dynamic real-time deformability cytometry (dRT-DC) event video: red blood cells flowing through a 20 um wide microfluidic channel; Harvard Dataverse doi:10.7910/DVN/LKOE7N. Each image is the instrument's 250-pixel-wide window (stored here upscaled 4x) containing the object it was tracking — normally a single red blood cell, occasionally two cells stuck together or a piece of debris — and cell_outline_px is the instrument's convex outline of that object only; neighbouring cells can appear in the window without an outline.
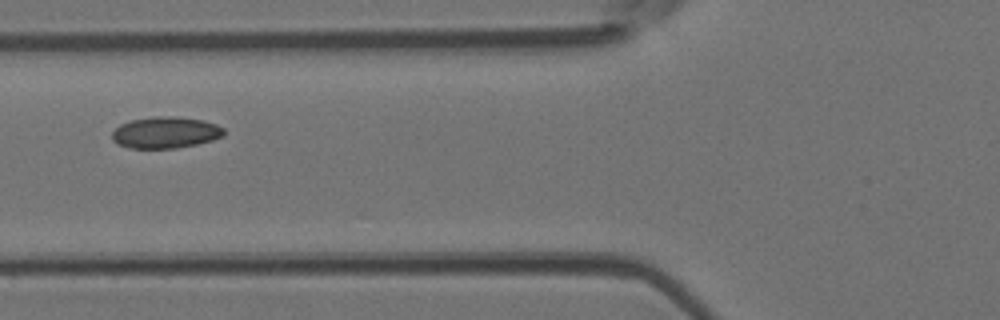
{"species": "Egyptian fruit bat (a non-hibernating species)", "species_latin": "Rousettus aegyptiacus", "temperature_condition": "room temperature", "stored_images_in_passage": 4, "camera_frame_rate_fps": 3000, "um_per_image_px": 0.085, "animal": {"sex": "female"}, "frame": {"image": 1, "passage_image": 4, "time_ms": 1.0, "image_size_px": [1000, 320], "cell_outline_px": [[224, 136], [212, 140], [196, 144], [176, 148], [132, 148], [116, 144], [112, 140], [112, 132], [120, 124], [132, 120], [152, 116], [172, 116], [200, 120], [216, 124], [224, 128]], "centroid_in_image_um": [14.05, 11.26], "position_along_channel_um": 111.8, "area_um2": 20.46}}